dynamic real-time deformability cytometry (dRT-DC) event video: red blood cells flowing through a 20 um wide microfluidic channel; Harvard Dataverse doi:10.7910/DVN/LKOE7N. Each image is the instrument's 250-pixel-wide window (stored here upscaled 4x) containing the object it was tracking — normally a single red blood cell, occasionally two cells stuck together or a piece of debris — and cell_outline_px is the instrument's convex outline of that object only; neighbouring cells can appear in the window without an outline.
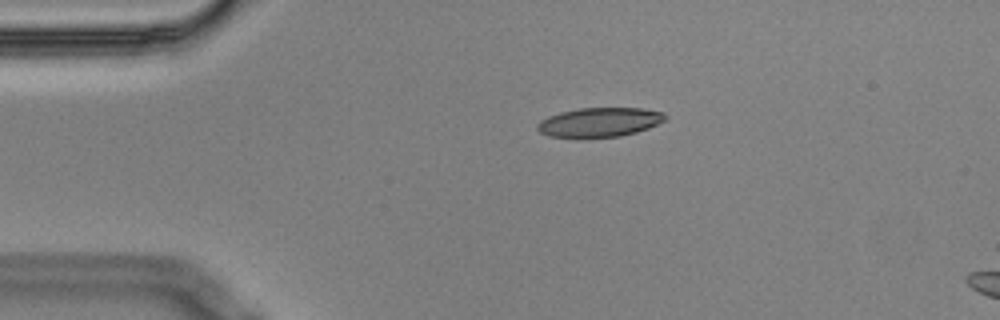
{"species": "Egyptian fruit bat (a non-hibernating species)", "species_latin": "Rousettus aegyptiacus", "temperature_condition": "cold", "stored_images_in_passage": 2, "camera_frame_rate_fps": 3000, "um_per_image_px": 0.085, "animal": {"sex": "male"}, "frame": {"image": 1, "passage_image": 1, "time_ms": 0.0, "image_size_px": [1000, 320], "cell_outline_px": [[668, 116], [664, 120], [648, 128], [636, 132], [620, 136], [548, 136], [540, 132], [536, 128], [536, 124], [540, 120], [548, 116], [560, 112], [580, 108], [644, 108], [664, 112]], "centroid_in_image_um": [50.97, 10.36], "position_along_channel_um": 34.0, "area_um2": 21.5}}